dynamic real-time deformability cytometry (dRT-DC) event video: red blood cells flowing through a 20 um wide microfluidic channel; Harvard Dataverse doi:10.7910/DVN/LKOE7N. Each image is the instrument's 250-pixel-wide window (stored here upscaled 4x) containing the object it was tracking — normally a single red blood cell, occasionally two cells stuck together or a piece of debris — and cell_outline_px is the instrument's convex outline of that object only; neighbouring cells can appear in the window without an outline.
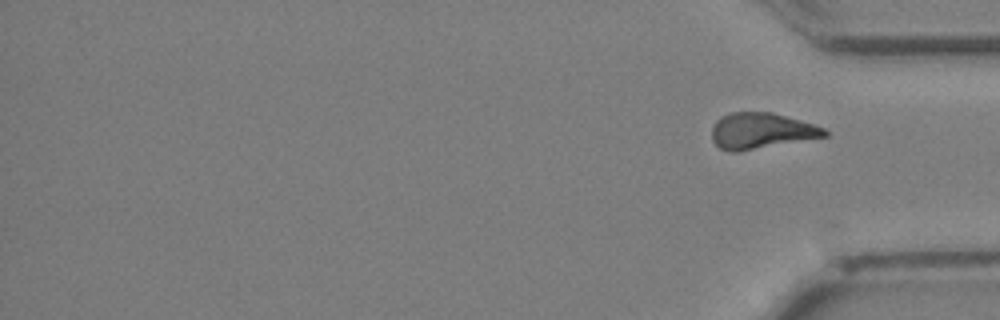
{"species": "Egyptian fruit bat (a non-hibernating species)", "species_latin": "Rousettus aegyptiacus", "temperature_condition": "cold", "stored_images_in_passage": 30, "segment_of_instrument_passage": [2, 2], "camera_frame_rate_fps": 3000, "um_per_image_px": 0.085, "animal": {"sex": "female"}, "frame": {"image": 1, "passage_image": 30, "time_ms": 9.667, "image_size_px": [1000, 320], "cell_outline_px": [[828, 136], [736, 152], [732, 152], [720, 148], [712, 140], [712, 128], [716, 120], [720, 116], [732, 112], [772, 112], [800, 120], [824, 128], [828, 132]], "centroid_in_image_um": [64.68, 11.11], "position_along_channel_um": 370.5, "area_um2": 23.47}}